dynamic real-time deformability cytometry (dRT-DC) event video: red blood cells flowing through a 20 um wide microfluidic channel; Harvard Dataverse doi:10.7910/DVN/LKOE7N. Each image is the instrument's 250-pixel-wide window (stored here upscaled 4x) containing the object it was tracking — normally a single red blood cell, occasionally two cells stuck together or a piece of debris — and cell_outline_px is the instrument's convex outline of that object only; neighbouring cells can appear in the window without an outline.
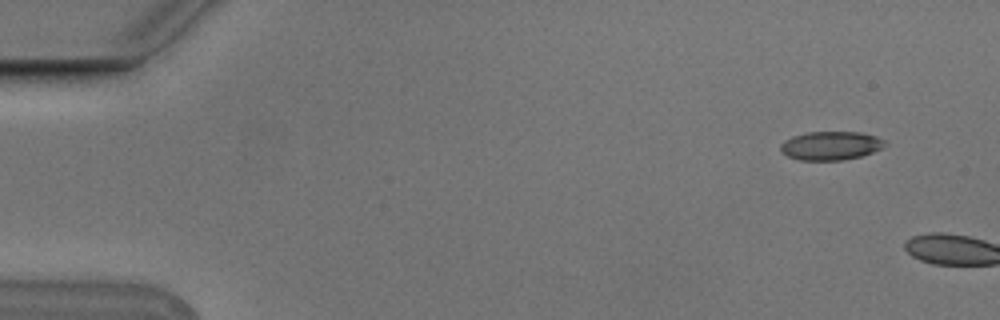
{"species": "Egyptian fruit bat (a non-hibernating species)", "species_latin": "Rousettus aegyptiacus", "temperature_condition": "cold", "stored_images_in_passage": 2, "camera_frame_rate_fps": 3000, "um_per_image_px": 0.085, "animal": {"sex": "male"}, "frame": {"image": 1, "passage_image": 1, "time_ms": 0.0, "image_size_px": [1000, 320], "cell_outline_px": [[888, 144], [872, 152], [860, 156], [840, 160], [800, 160], [788, 156], [780, 152], [780, 144], [784, 140], [792, 136], [808, 132], [860, 132], [876, 136], [884, 140]], "centroid_in_image_um": [70.58, 12.37], "position_along_channel_um": 14.4, "area_um2": 17.4}}